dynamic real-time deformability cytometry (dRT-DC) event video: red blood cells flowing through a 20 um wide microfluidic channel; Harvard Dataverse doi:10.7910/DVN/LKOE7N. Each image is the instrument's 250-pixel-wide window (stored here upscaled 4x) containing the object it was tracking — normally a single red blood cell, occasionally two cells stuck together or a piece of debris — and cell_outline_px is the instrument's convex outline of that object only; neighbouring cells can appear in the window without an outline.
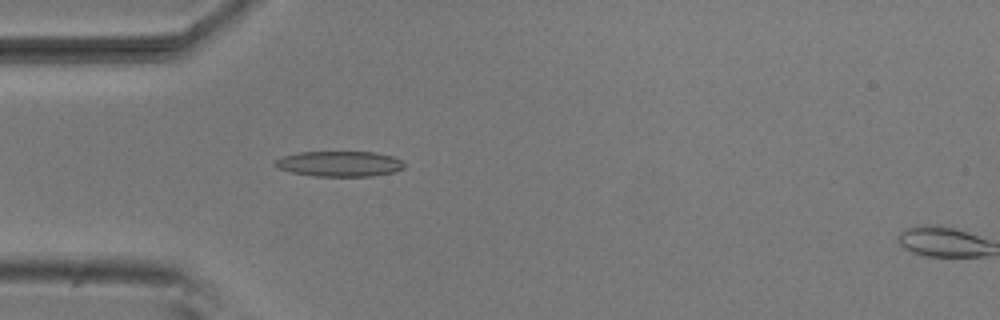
{"species": "common noctule bat (a hibernating species)", "species_latin": "Nyctalus noctula", "temperature_condition": "room temperature", "stored_images_in_passage": 43, "camera_frame_rate_fps": 3000, "um_per_image_px": 0.085, "animal": {"sex": "male", "body_mass_g": 20.5, "forearm_length_mm": 52.5}, "frame": {"image": 1, "passage_image": 6, "time_ms": 1.667, "image_size_px": [1000, 320], "cell_outline_px": [[404, 168], [396, 172], [372, 176], [312, 176], [292, 172], [276, 168], [272, 164], [272, 160], [284, 156], [300, 152], [376, 152], [392, 156], [400, 160], [404, 164]], "centroid_in_image_um": [28.83, 13.93], "position_along_channel_um": 56.2, "area_um2": 19.31}}
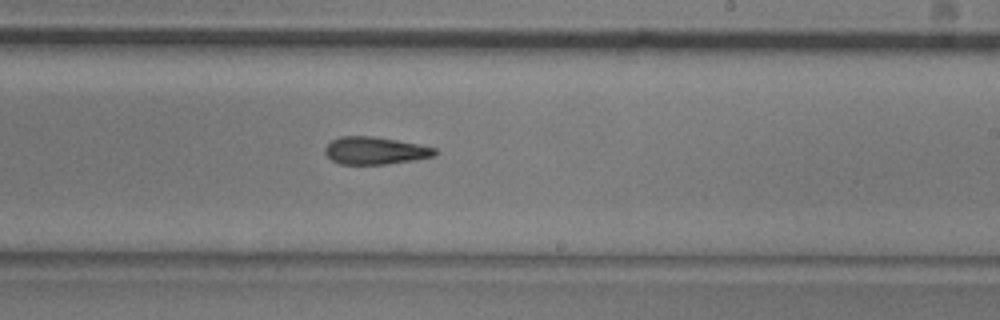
{"frame": {"image": 2, "passage_image": 22, "time_ms": 7.0, "image_size_px": [1000, 320], "cell_outline_px": [[440, 152], [436, 156], [416, 160], [384, 164], [340, 164], [332, 160], [324, 152], [324, 148], [332, 140], [340, 136], [372, 136], [396, 140], [436, 148]], "centroid_in_image_um": [31.91, 12.81], "position_along_channel_um": 257.1, "area_um2": 17.63}}
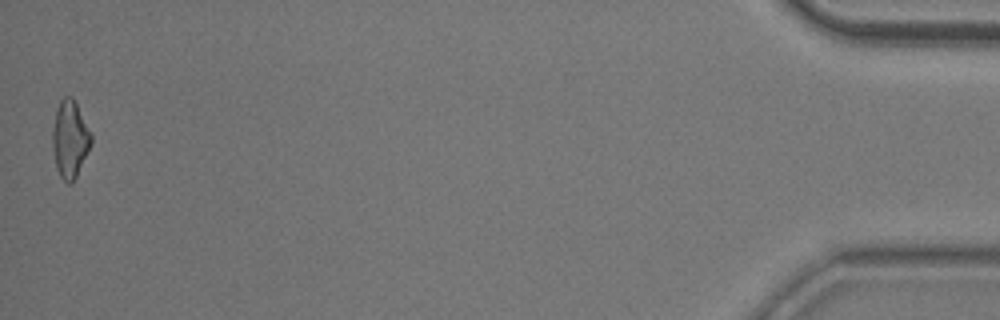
{"frame": {"image": 3, "passage_image": 43, "time_ms": 14.0, "image_size_px": [1000, 320], "cell_outline_px": [[92, 144], [72, 184], [68, 184], [60, 176], [56, 168], [52, 148], [52, 132], [56, 108], [60, 100], [64, 96], [72, 96], [92, 136]], "centroid_in_image_um": [5.93, 11.84], "position_along_channel_um": 429.3, "area_um2": 17.34}, "authors_computed_cell_mechanics": {"area_um2": 17.8024, "velocity_mm_per_s": 3.8336, "shape_relaxation_time_tau1_ms": 7.8648, "shape_relaxation_time_tau2_ms": 5.8223, "deformation_change_tau1": 0.1846, "deformation_change_tau2": 0.176}}